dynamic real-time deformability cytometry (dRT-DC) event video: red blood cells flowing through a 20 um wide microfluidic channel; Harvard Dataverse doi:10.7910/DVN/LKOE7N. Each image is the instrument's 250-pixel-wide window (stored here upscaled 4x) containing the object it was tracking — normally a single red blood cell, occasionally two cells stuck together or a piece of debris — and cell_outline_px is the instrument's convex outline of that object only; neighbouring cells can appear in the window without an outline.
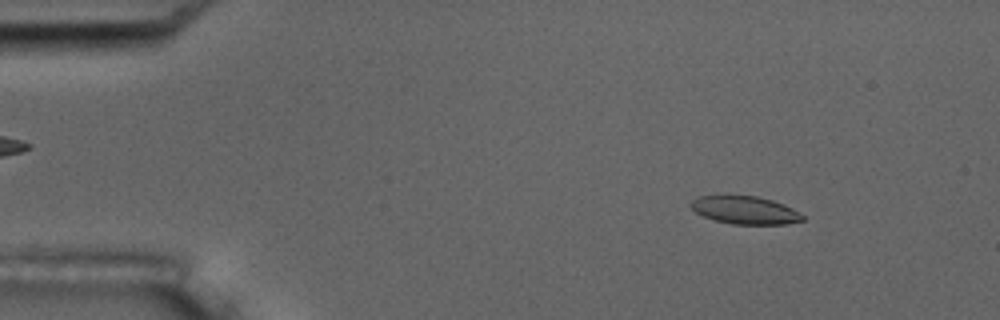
{"species": "common noctule bat (a hibernating species)", "species_latin": "Nyctalus noctula", "temperature_condition": "room temperature", "stored_images_in_passage": 5, "camera_frame_rate_fps": 3000, "um_per_image_px": 0.085, "animal": {"sex": "male", "body_mass_g": 17.5, "forearm_length_mm": 52.3}, "frame": {"image": 1, "passage_image": 2, "time_ms": 1.0, "image_size_px": [1000, 320], "cell_outline_px": [[804, 220], [784, 224], [732, 224], [716, 220], [704, 216], [696, 212], [688, 204], [696, 196], [756, 196], [772, 200], [784, 204], [792, 208], [804, 216]], "centroid_in_image_um": [63.32, 17.86], "position_along_channel_um": 21.7, "area_um2": 17.98}}
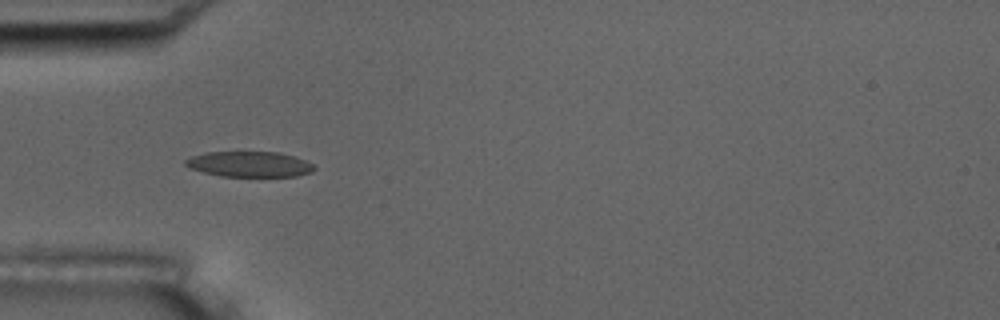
{"frame": {"image": 2, "passage_image": 4, "time_ms": 4.333, "image_size_px": [1000, 320], "cell_outline_px": [[316, 168], [312, 172], [296, 176], [220, 176], [204, 172], [192, 168], [184, 164], [184, 160], [192, 156], [204, 152], [240, 148], [280, 152], [304, 160], [312, 164]], "centroid_in_image_um": [21.16, 13.89], "position_along_channel_um": 63.8, "area_um2": 20.06}}